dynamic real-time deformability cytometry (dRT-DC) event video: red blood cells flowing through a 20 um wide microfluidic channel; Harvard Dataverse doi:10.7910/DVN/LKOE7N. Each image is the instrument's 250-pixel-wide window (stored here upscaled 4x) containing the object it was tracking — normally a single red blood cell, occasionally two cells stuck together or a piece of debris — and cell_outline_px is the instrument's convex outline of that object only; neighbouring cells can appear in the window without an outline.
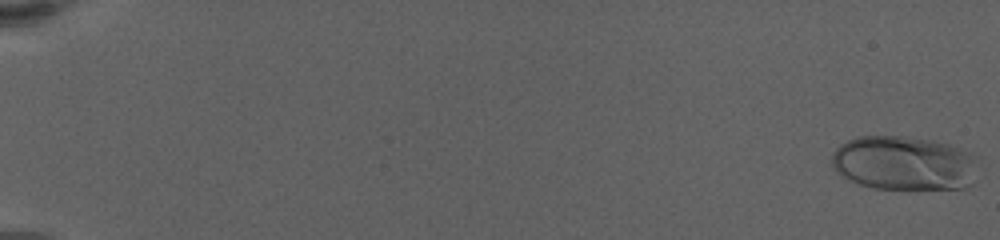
{"species": "human", "species_latin": "Homo sapiens", "temperature_condition": "warm", "stored_images_in_passage": 45, "camera_frame_rate_fps": 3000, "um_per_image_px": 0.085, "donor": {"sex": "female"}, "frame": {"image": 1, "passage_image": 1, "time_ms": 0.0, "image_size_px": [1000, 240], "cell_outline_px": [[980, 156], [972, 184], [964, 188], [872, 188], [860, 184], [836, 172], [832, 164], [832, 152], [840, 144], [856, 136], [900, 136], [928, 140], [948, 144], [972, 152]], "centroid_in_image_um": [76.88, 13.85], "position_along_channel_um": 8.1, "area_um2": 46.41}}
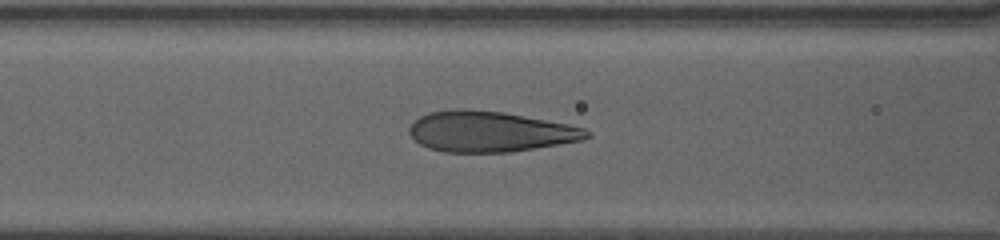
{"frame": {"image": 2, "passage_image": 39, "time_ms": 9.667, "image_size_px": [1000, 240], "cell_outline_px": [[592, 136], [580, 140], [512, 152], [444, 152], [428, 148], [420, 144], [408, 132], [408, 128], [420, 116], [428, 112], [456, 108], [464, 108], [504, 112], [568, 124], [584, 128], [592, 132]], "centroid_in_image_um": [41.63, 11.17], "position_along_channel_um": 125.0, "area_um2": 42.02}}
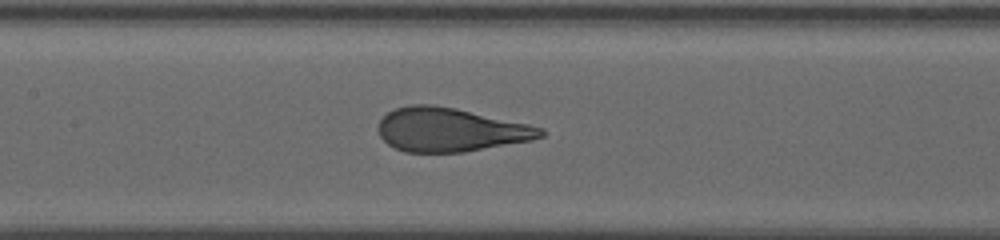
{"frame": {"image": 3, "passage_image": 44, "time_ms": 11.0, "image_size_px": [1000, 240], "cell_outline_px": [[544, 136], [532, 140], [464, 152], [404, 152], [388, 144], [380, 136], [380, 120], [388, 112], [396, 108], [412, 104], [432, 104], [456, 108], [528, 124], [544, 128]], "centroid_in_image_um": [38.29, 11.03], "position_along_channel_um": 169.1, "area_um2": 41.15}}